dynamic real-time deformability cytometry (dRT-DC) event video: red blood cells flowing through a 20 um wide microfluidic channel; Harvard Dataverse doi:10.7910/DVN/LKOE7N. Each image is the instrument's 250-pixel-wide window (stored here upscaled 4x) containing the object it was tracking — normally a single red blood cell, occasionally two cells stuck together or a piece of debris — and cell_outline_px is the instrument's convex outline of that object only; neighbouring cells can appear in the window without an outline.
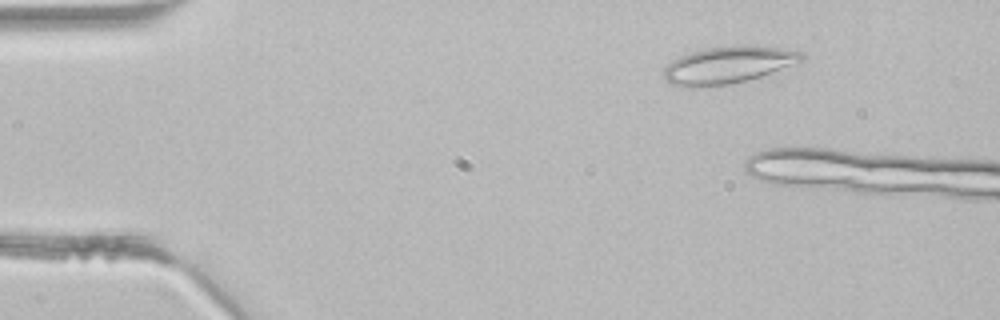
{"species": "common noctule bat (a hibernating species)", "species_latin": "Nyctalus noctula", "temperature_condition": "room temperature", "stored_images_in_passage": 4, "camera_frame_rate_fps": 3000, "um_per_image_px": 0.085, "animal": {"sex": "male", "body_mass_g": 21.5, "forearm_length_mm": 52.0}, "frame": {"image": 1, "passage_image": 2, "time_ms": 0.333, "image_size_px": [1000, 320], "cell_outline_px": [[804, 60], [760, 76], [748, 80], [728, 84], [672, 84], [664, 80], [664, 68], [672, 60], [680, 56], [704, 48], [764, 44], [804, 52]], "centroid_in_image_um": [61.98, 5.46], "position_along_channel_um": 23.0, "area_um2": 29.07}}